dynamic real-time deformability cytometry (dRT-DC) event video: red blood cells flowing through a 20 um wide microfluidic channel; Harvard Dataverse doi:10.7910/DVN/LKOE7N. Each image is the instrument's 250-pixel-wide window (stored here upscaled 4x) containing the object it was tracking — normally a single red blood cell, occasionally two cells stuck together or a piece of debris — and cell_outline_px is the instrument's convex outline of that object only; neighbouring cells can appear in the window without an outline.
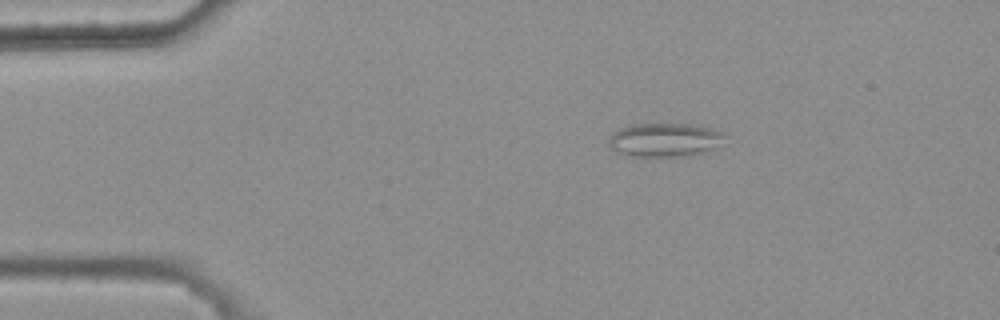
{"species": "common noctule bat (a hibernating species)", "species_latin": "Nyctalus noctula", "temperature_condition": "warm", "stored_images_in_passage": 2, "camera_frame_rate_fps": 3000, "um_per_image_px": 0.085, "animal": {"sex": "female", "body_mass_g": 25.1}, "frame": {"image": 1, "passage_image": 1, "time_ms": 0.0, "image_size_px": [1000, 320], "cell_outline_px": [[724, 136], [712, 148], [680, 156], [632, 156], [620, 152], [612, 148], [608, 144], [612, 136], [620, 128], [632, 124], [688, 124], [708, 128], [724, 132]], "centroid_in_image_um": [56.44, 11.87], "position_along_channel_um": 28.6, "area_um2": 21.79}}